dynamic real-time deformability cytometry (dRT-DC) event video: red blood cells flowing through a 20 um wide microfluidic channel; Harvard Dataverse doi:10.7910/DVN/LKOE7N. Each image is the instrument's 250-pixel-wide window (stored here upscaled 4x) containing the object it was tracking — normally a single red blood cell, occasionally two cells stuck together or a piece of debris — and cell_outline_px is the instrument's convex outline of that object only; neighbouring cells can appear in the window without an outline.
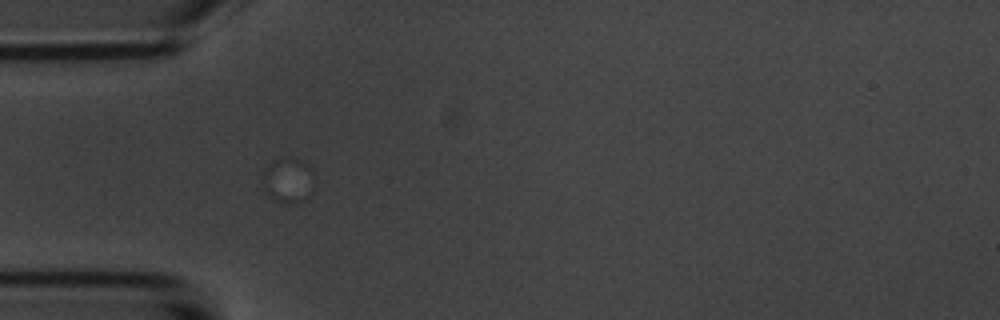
{"species": "common noctule bat (a hibernating species)", "species_latin": "Nyctalus noctula", "temperature_condition": "room temperature", "stored_images_in_passage": 1, "camera_frame_rate_fps": 3000, "um_per_image_px": 0.085, "animal": {"sex": "male", "body_mass_g": 20.1, "forearm_length_mm": 53.5}, "frame": {"image": 1, "passage_image": 1, "time_ms": 0.0, "image_size_px": [1000, 320], "cell_outline_px": [[312, 192], [304, 200], [292, 204], [284, 204], [272, 200], [264, 192], [260, 172], [272, 160], [280, 156], [288, 156], [304, 160], [312, 168]], "centroid_in_image_um": [24.42, 15.29], "position_along_channel_um": 60.6, "area_um2": 14.45}}